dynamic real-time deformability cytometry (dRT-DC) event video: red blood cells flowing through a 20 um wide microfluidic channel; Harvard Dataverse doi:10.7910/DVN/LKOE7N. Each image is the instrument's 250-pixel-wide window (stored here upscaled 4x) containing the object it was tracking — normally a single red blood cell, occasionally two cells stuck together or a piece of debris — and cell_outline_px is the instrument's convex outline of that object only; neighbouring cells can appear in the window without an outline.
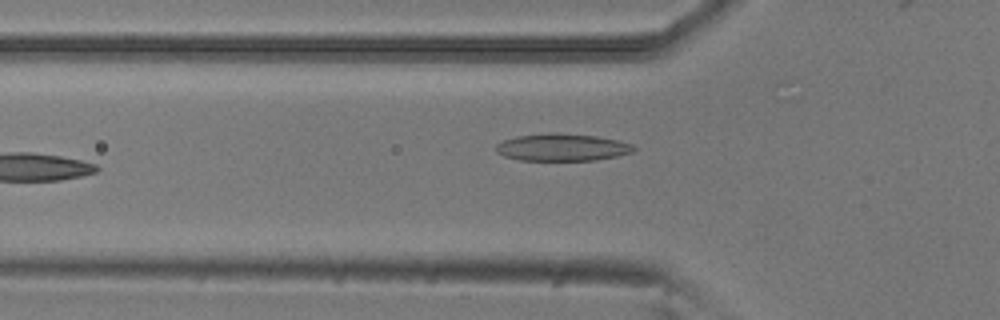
{"species": "common noctule bat (a hibernating species)", "species_latin": "Nyctalus noctula", "temperature_condition": "room temperature", "stored_images_in_passage": 7, "camera_frame_rate_fps": 3000, "um_per_image_px": 0.085, "animal": {"sex": "male", "body_mass_g": 20.5, "forearm_length_mm": 52.5}, "frame": {"image": 1, "passage_image": 7, "time_ms": 2.0, "image_size_px": [1000, 320], "cell_outline_px": [[636, 148], [632, 152], [616, 156], [596, 160], [520, 160], [504, 156], [496, 152], [496, 144], [504, 140], [516, 136], [548, 132], [556, 132], [596, 136], [616, 140], [632, 144]], "centroid_in_image_um": [47.76, 12.51], "position_along_channel_um": 78.0, "area_um2": 21.91}}